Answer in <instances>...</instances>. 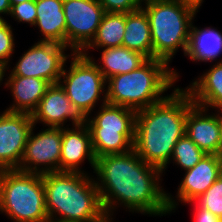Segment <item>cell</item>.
<instances>
[{"label": "cell", "mask_w": 222, "mask_h": 222, "mask_svg": "<svg viewBox=\"0 0 222 222\" xmlns=\"http://www.w3.org/2000/svg\"><path fill=\"white\" fill-rule=\"evenodd\" d=\"M93 173L97 174L95 183L107 214L112 215L117 204L151 216L170 214L177 207L178 201L160 187L163 172L144 162L134 149L96 158Z\"/></svg>", "instance_id": "6da1fadb"}, {"label": "cell", "mask_w": 222, "mask_h": 222, "mask_svg": "<svg viewBox=\"0 0 222 222\" xmlns=\"http://www.w3.org/2000/svg\"><path fill=\"white\" fill-rule=\"evenodd\" d=\"M193 105L190 94L177 87L161 102L137 111L133 149L144 162L165 171L176 143L185 135Z\"/></svg>", "instance_id": "7a4b0ae2"}, {"label": "cell", "mask_w": 222, "mask_h": 222, "mask_svg": "<svg viewBox=\"0 0 222 222\" xmlns=\"http://www.w3.org/2000/svg\"><path fill=\"white\" fill-rule=\"evenodd\" d=\"M43 183L49 219L92 222L105 213L95 180L83 172L46 173Z\"/></svg>", "instance_id": "3957f363"}, {"label": "cell", "mask_w": 222, "mask_h": 222, "mask_svg": "<svg viewBox=\"0 0 222 222\" xmlns=\"http://www.w3.org/2000/svg\"><path fill=\"white\" fill-rule=\"evenodd\" d=\"M178 75L167 62L148 59L136 70L108 78L106 101L135 111L148 108L167 97L162 94L176 83Z\"/></svg>", "instance_id": "277c9868"}, {"label": "cell", "mask_w": 222, "mask_h": 222, "mask_svg": "<svg viewBox=\"0 0 222 222\" xmlns=\"http://www.w3.org/2000/svg\"><path fill=\"white\" fill-rule=\"evenodd\" d=\"M149 20L153 58L169 64L179 47L186 55L197 5L185 0H143Z\"/></svg>", "instance_id": "5b68a950"}, {"label": "cell", "mask_w": 222, "mask_h": 222, "mask_svg": "<svg viewBox=\"0 0 222 222\" xmlns=\"http://www.w3.org/2000/svg\"><path fill=\"white\" fill-rule=\"evenodd\" d=\"M0 212L13 222H46L43 175L0 170Z\"/></svg>", "instance_id": "8992f818"}, {"label": "cell", "mask_w": 222, "mask_h": 222, "mask_svg": "<svg viewBox=\"0 0 222 222\" xmlns=\"http://www.w3.org/2000/svg\"><path fill=\"white\" fill-rule=\"evenodd\" d=\"M95 117L85 118L96 158L133 149L137 111L102 103Z\"/></svg>", "instance_id": "52a82bcc"}, {"label": "cell", "mask_w": 222, "mask_h": 222, "mask_svg": "<svg viewBox=\"0 0 222 222\" xmlns=\"http://www.w3.org/2000/svg\"><path fill=\"white\" fill-rule=\"evenodd\" d=\"M88 55V53H72L70 68L68 71L63 69L61 74L63 78L60 77L58 81L71 103L84 118L91 115L102 93L103 103H107L104 95L106 80L98 70L95 60Z\"/></svg>", "instance_id": "ba28073f"}, {"label": "cell", "mask_w": 222, "mask_h": 222, "mask_svg": "<svg viewBox=\"0 0 222 222\" xmlns=\"http://www.w3.org/2000/svg\"><path fill=\"white\" fill-rule=\"evenodd\" d=\"M66 46L81 53L93 40L105 13L98 0H63Z\"/></svg>", "instance_id": "9c48e42d"}, {"label": "cell", "mask_w": 222, "mask_h": 222, "mask_svg": "<svg viewBox=\"0 0 222 222\" xmlns=\"http://www.w3.org/2000/svg\"><path fill=\"white\" fill-rule=\"evenodd\" d=\"M67 46L38 41L16 63L9 76L35 77L56 84L61 77L67 58Z\"/></svg>", "instance_id": "30bf717a"}, {"label": "cell", "mask_w": 222, "mask_h": 222, "mask_svg": "<svg viewBox=\"0 0 222 222\" xmlns=\"http://www.w3.org/2000/svg\"><path fill=\"white\" fill-rule=\"evenodd\" d=\"M34 128L35 125L29 134L23 157L17 170L42 175L60 172L63 128L48 127L36 135L33 134Z\"/></svg>", "instance_id": "8fae6325"}, {"label": "cell", "mask_w": 222, "mask_h": 222, "mask_svg": "<svg viewBox=\"0 0 222 222\" xmlns=\"http://www.w3.org/2000/svg\"><path fill=\"white\" fill-rule=\"evenodd\" d=\"M33 126L29 113L0 114V170L19 168Z\"/></svg>", "instance_id": "7c38bea8"}, {"label": "cell", "mask_w": 222, "mask_h": 222, "mask_svg": "<svg viewBox=\"0 0 222 222\" xmlns=\"http://www.w3.org/2000/svg\"><path fill=\"white\" fill-rule=\"evenodd\" d=\"M34 125L38 122L47 127H62L67 119L72 120L73 128L85 123V118L78 112L59 83L51 84L31 114Z\"/></svg>", "instance_id": "4fadbf2b"}, {"label": "cell", "mask_w": 222, "mask_h": 222, "mask_svg": "<svg viewBox=\"0 0 222 222\" xmlns=\"http://www.w3.org/2000/svg\"><path fill=\"white\" fill-rule=\"evenodd\" d=\"M206 111V108L195 104L188 110L185 134L206 155H216L220 147L222 111L212 115Z\"/></svg>", "instance_id": "5bb4252c"}, {"label": "cell", "mask_w": 222, "mask_h": 222, "mask_svg": "<svg viewBox=\"0 0 222 222\" xmlns=\"http://www.w3.org/2000/svg\"><path fill=\"white\" fill-rule=\"evenodd\" d=\"M75 128H63L60 172L81 173L79 166L85 158L88 159L91 167L95 168L96 157L92 147L91 134L88 126L83 123Z\"/></svg>", "instance_id": "9a60e30c"}, {"label": "cell", "mask_w": 222, "mask_h": 222, "mask_svg": "<svg viewBox=\"0 0 222 222\" xmlns=\"http://www.w3.org/2000/svg\"><path fill=\"white\" fill-rule=\"evenodd\" d=\"M222 175V161L217 155H206L198 164L185 172L176 195L184 204L199 199Z\"/></svg>", "instance_id": "2e32d148"}, {"label": "cell", "mask_w": 222, "mask_h": 222, "mask_svg": "<svg viewBox=\"0 0 222 222\" xmlns=\"http://www.w3.org/2000/svg\"><path fill=\"white\" fill-rule=\"evenodd\" d=\"M5 87H10L14 103L5 111L29 113L37 108L39 101L45 95L46 90L51 85L48 81L23 76H8Z\"/></svg>", "instance_id": "e0dca14e"}, {"label": "cell", "mask_w": 222, "mask_h": 222, "mask_svg": "<svg viewBox=\"0 0 222 222\" xmlns=\"http://www.w3.org/2000/svg\"><path fill=\"white\" fill-rule=\"evenodd\" d=\"M36 22L43 39L66 46V23L63 0H35Z\"/></svg>", "instance_id": "ac0fdd59"}, {"label": "cell", "mask_w": 222, "mask_h": 222, "mask_svg": "<svg viewBox=\"0 0 222 222\" xmlns=\"http://www.w3.org/2000/svg\"><path fill=\"white\" fill-rule=\"evenodd\" d=\"M185 89L195 105L206 108H217L222 111V61L215 63Z\"/></svg>", "instance_id": "d6986e66"}, {"label": "cell", "mask_w": 222, "mask_h": 222, "mask_svg": "<svg viewBox=\"0 0 222 222\" xmlns=\"http://www.w3.org/2000/svg\"><path fill=\"white\" fill-rule=\"evenodd\" d=\"M122 46L153 59L151 30L146 12L142 7L125 13V30Z\"/></svg>", "instance_id": "ffe728a7"}, {"label": "cell", "mask_w": 222, "mask_h": 222, "mask_svg": "<svg viewBox=\"0 0 222 222\" xmlns=\"http://www.w3.org/2000/svg\"><path fill=\"white\" fill-rule=\"evenodd\" d=\"M102 49V65L98 63L95 64L98 70L103 74L105 80L114 75L129 73L136 70L148 60L143 54L130 50L124 46Z\"/></svg>", "instance_id": "44dd1931"}, {"label": "cell", "mask_w": 222, "mask_h": 222, "mask_svg": "<svg viewBox=\"0 0 222 222\" xmlns=\"http://www.w3.org/2000/svg\"><path fill=\"white\" fill-rule=\"evenodd\" d=\"M222 52V34L212 27H191L189 44L185 56L192 61L213 62Z\"/></svg>", "instance_id": "7402d4cb"}, {"label": "cell", "mask_w": 222, "mask_h": 222, "mask_svg": "<svg viewBox=\"0 0 222 222\" xmlns=\"http://www.w3.org/2000/svg\"><path fill=\"white\" fill-rule=\"evenodd\" d=\"M124 30L125 13L105 12L95 37L81 53H86L90 48L95 47L98 49L122 46Z\"/></svg>", "instance_id": "603a6c76"}, {"label": "cell", "mask_w": 222, "mask_h": 222, "mask_svg": "<svg viewBox=\"0 0 222 222\" xmlns=\"http://www.w3.org/2000/svg\"><path fill=\"white\" fill-rule=\"evenodd\" d=\"M205 156L206 154L185 134L176 143L171 160L187 171Z\"/></svg>", "instance_id": "cb8c5ba5"}, {"label": "cell", "mask_w": 222, "mask_h": 222, "mask_svg": "<svg viewBox=\"0 0 222 222\" xmlns=\"http://www.w3.org/2000/svg\"><path fill=\"white\" fill-rule=\"evenodd\" d=\"M196 202L222 219V175Z\"/></svg>", "instance_id": "d4e9b609"}, {"label": "cell", "mask_w": 222, "mask_h": 222, "mask_svg": "<svg viewBox=\"0 0 222 222\" xmlns=\"http://www.w3.org/2000/svg\"><path fill=\"white\" fill-rule=\"evenodd\" d=\"M9 15L20 23H29L31 26H35L37 17L35 0L12 5Z\"/></svg>", "instance_id": "484cf974"}, {"label": "cell", "mask_w": 222, "mask_h": 222, "mask_svg": "<svg viewBox=\"0 0 222 222\" xmlns=\"http://www.w3.org/2000/svg\"><path fill=\"white\" fill-rule=\"evenodd\" d=\"M14 34L9 23H5L0 28V60L5 63L10 62V57H12L14 47Z\"/></svg>", "instance_id": "4316f807"}, {"label": "cell", "mask_w": 222, "mask_h": 222, "mask_svg": "<svg viewBox=\"0 0 222 222\" xmlns=\"http://www.w3.org/2000/svg\"><path fill=\"white\" fill-rule=\"evenodd\" d=\"M105 12L128 13L142 7L143 0H98Z\"/></svg>", "instance_id": "83f0119b"}, {"label": "cell", "mask_w": 222, "mask_h": 222, "mask_svg": "<svg viewBox=\"0 0 222 222\" xmlns=\"http://www.w3.org/2000/svg\"><path fill=\"white\" fill-rule=\"evenodd\" d=\"M194 203V222H222V219L212 214L209 210L201 207L196 201L190 202Z\"/></svg>", "instance_id": "f1b7e54d"}, {"label": "cell", "mask_w": 222, "mask_h": 222, "mask_svg": "<svg viewBox=\"0 0 222 222\" xmlns=\"http://www.w3.org/2000/svg\"><path fill=\"white\" fill-rule=\"evenodd\" d=\"M11 9V5L9 0H0V15L7 14L9 15Z\"/></svg>", "instance_id": "f546056e"}, {"label": "cell", "mask_w": 222, "mask_h": 222, "mask_svg": "<svg viewBox=\"0 0 222 222\" xmlns=\"http://www.w3.org/2000/svg\"><path fill=\"white\" fill-rule=\"evenodd\" d=\"M9 69V65L4 61L0 60V84L3 81V77L5 76V71Z\"/></svg>", "instance_id": "4dcf8cb0"}, {"label": "cell", "mask_w": 222, "mask_h": 222, "mask_svg": "<svg viewBox=\"0 0 222 222\" xmlns=\"http://www.w3.org/2000/svg\"><path fill=\"white\" fill-rule=\"evenodd\" d=\"M111 216H113V214L104 213L99 219L92 222H111L113 219Z\"/></svg>", "instance_id": "1f68e13d"}, {"label": "cell", "mask_w": 222, "mask_h": 222, "mask_svg": "<svg viewBox=\"0 0 222 222\" xmlns=\"http://www.w3.org/2000/svg\"><path fill=\"white\" fill-rule=\"evenodd\" d=\"M220 147L217 152V157L222 161V114H221V134H220Z\"/></svg>", "instance_id": "d6a6232c"}, {"label": "cell", "mask_w": 222, "mask_h": 222, "mask_svg": "<svg viewBox=\"0 0 222 222\" xmlns=\"http://www.w3.org/2000/svg\"><path fill=\"white\" fill-rule=\"evenodd\" d=\"M26 1H29V0H9L11 6L12 5H17V4L26 2Z\"/></svg>", "instance_id": "836d02e7"}, {"label": "cell", "mask_w": 222, "mask_h": 222, "mask_svg": "<svg viewBox=\"0 0 222 222\" xmlns=\"http://www.w3.org/2000/svg\"><path fill=\"white\" fill-rule=\"evenodd\" d=\"M186 1H189V2L197 5L198 7H200L201 4L203 3V0H186Z\"/></svg>", "instance_id": "e575fe53"}, {"label": "cell", "mask_w": 222, "mask_h": 222, "mask_svg": "<svg viewBox=\"0 0 222 222\" xmlns=\"http://www.w3.org/2000/svg\"><path fill=\"white\" fill-rule=\"evenodd\" d=\"M7 21L2 17L0 16V28L6 23Z\"/></svg>", "instance_id": "d590c367"}, {"label": "cell", "mask_w": 222, "mask_h": 222, "mask_svg": "<svg viewBox=\"0 0 222 222\" xmlns=\"http://www.w3.org/2000/svg\"><path fill=\"white\" fill-rule=\"evenodd\" d=\"M46 222H61V221H57V220L48 219Z\"/></svg>", "instance_id": "8d00e7d4"}]
</instances>
